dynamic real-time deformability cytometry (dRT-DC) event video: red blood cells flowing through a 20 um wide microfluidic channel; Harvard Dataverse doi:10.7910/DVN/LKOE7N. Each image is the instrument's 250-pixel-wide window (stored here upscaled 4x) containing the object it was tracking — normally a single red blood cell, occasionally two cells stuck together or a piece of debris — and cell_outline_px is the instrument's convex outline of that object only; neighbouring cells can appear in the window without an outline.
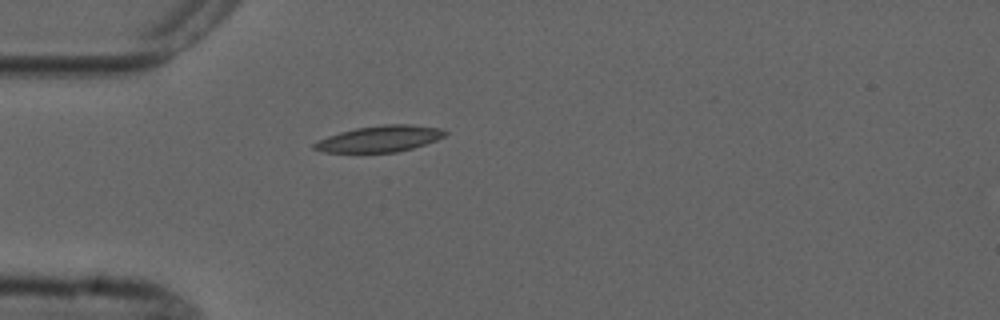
{"species": "common noctule bat (a hibernating species)", "species_latin": "Nyctalus noctula", "temperature_condition": "cold", "stored_images_in_passage": 1, "camera_frame_rate_fps": 3000, "um_per_image_px": 0.085, "animal": {"sex": "male", "forearm_length_mm": 52.5}, "frame": {"image": 1, "passage_image": 1, "time_ms": 0.0, "image_size_px": [1000, 320], "cell_outline_px": [[448, 132], [444, 136], [436, 140], [412, 148], [396, 152], [324, 152], [312, 148], [312, 144], [328, 136], [340, 132], [356, 128], [384, 124], [412, 124], [440, 128]], "centroid_in_image_um": [32.28, 11.79], "position_along_channel_um": 52.7, "area_um2": 19.83}}